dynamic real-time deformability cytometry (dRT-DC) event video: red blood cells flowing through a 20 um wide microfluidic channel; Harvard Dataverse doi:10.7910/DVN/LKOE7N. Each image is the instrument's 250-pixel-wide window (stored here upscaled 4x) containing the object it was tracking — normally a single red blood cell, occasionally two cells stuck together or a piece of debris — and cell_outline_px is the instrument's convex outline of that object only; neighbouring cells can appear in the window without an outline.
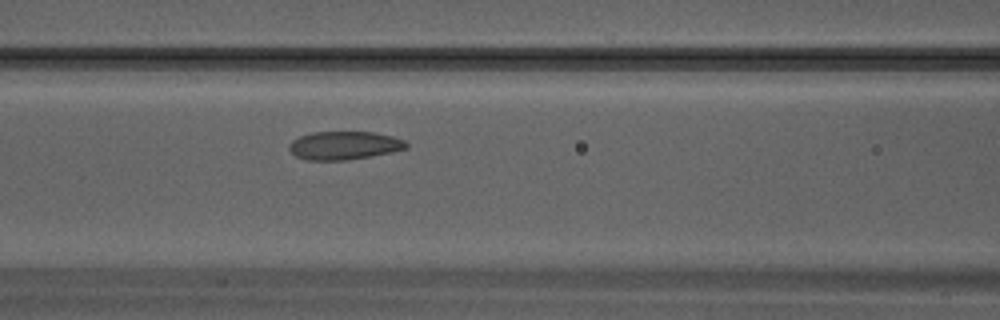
{"species": "Egyptian fruit bat (a non-hibernating species)", "species_latin": "Rousettus aegyptiacus", "temperature_condition": "warm", "stored_images_in_passage": 20, "camera_frame_rate_fps": 3000, "um_per_image_px": 0.085, "animal": {"sex": "male"}, "frame": {"image": 1, "passage_image": 6, "time_ms": 1.667, "image_size_px": [1000, 320], "cell_outline_px": [[408, 148], [392, 152], [348, 160], [308, 160], [296, 156], [288, 148], [288, 144], [292, 140], [300, 136], [312, 132], [372, 132], [392, 136], [404, 140], [408, 144]], "centroid_in_image_um": [29.25, 12.36], "position_along_channel_um": 137.3, "area_um2": 19.31}}
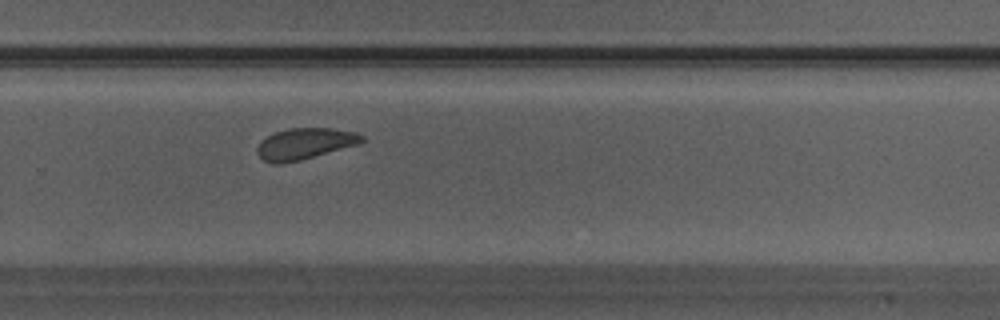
{"frame": {"image": 2, "passage_image": 14, "time_ms": 4.333, "image_size_px": [1000, 320], "cell_outline_px": [[364, 140], [360, 144], [300, 160], [280, 164], [272, 164], [264, 160], [256, 152], [256, 148], [260, 140], [276, 132], [288, 128], [332, 128], [356, 132], [364, 136]], "centroid_in_image_um": [25.91, 12.21], "position_along_channel_um": 303.9, "area_um2": 19.13}}
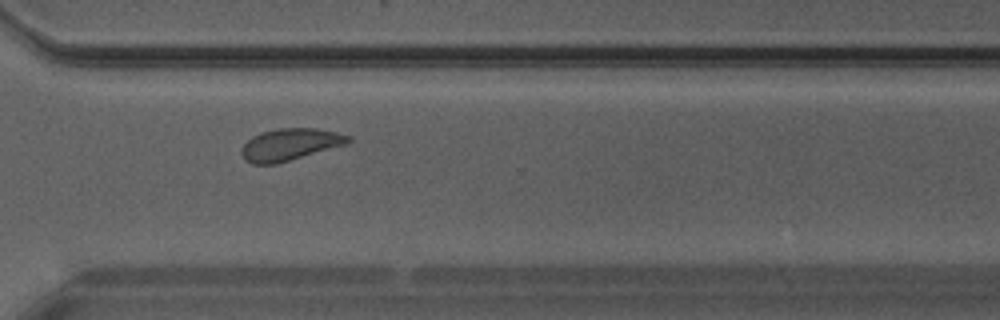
{"frame": {"image": 3, "passage_image": 16, "time_ms": 5.0, "image_size_px": [1000, 320], "cell_outline_px": [[352, 140], [348, 144], [276, 164], [252, 164], [244, 160], [240, 152], [240, 148], [252, 136], [260, 132], [276, 128], [316, 128], [336, 132], [352, 136]], "centroid_in_image_um": [24.64, 12.28], "position_along_channel_um": 346.0, "area_um2": 20.17}}